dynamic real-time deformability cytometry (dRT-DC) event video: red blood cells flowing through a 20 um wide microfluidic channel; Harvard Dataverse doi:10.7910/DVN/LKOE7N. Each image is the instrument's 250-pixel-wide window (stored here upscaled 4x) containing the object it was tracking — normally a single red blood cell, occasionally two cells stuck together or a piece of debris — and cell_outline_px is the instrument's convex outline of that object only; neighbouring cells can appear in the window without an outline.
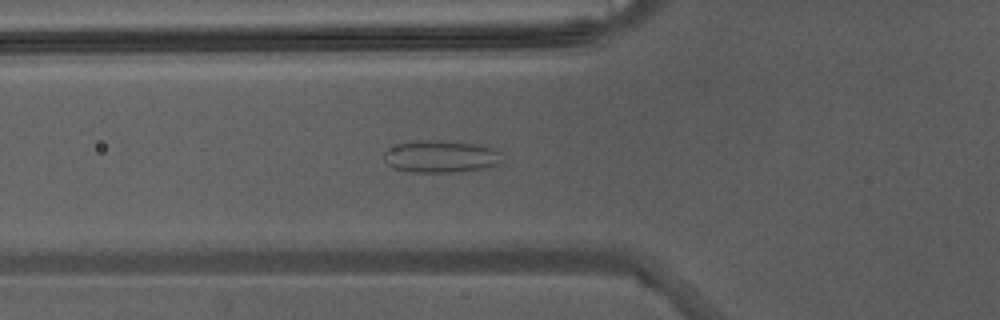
{"species": "Egyptian fruit bat (a non-hibernating species)", "species_latin": "Rousettus aegyptiacus", "temperature_condition": "warm", "stored_images_in_passage": 41, "camera_frame_rate_fps": 3000, "um_per_image_px": 0.085, "animal": {"sex": "male"}, "frame": {"image": 1, "passage_image": 17, "time_ms": 5.333, "image_size_px": [1000, 320], "cell_outline_px": [[504, 164], [460, 172], [412, 172], [392, 168], [384, 160], [384, 152], [388, 148], [400, 144], [428, 140], [432, 140], [476, 144], [492, 148], [504, 152]], "centroid_in_image_um": [37.56, 13.32], "position_along_channel_um": 88.2, "area_um2": 22.31}}
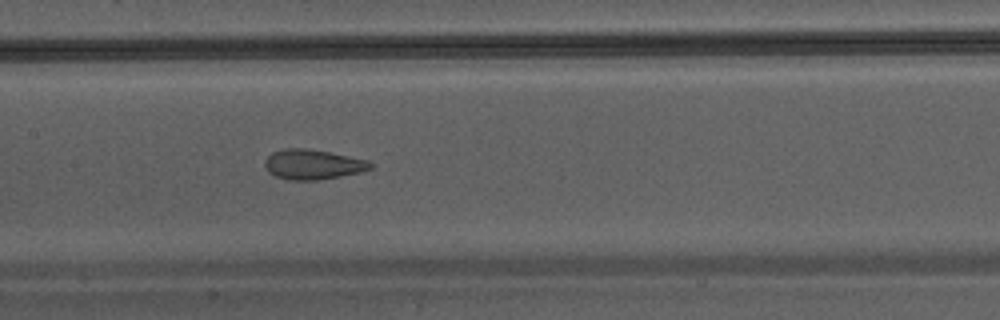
{"frame": {"image": 2, "passage_image": 23, "time_ms": 7.333, "image_size_px": [1000, 320], "cell_outline_px": [[376, 164], [372, 168], [360, 172], [340, 176], [316, 180], [292, 180], [276, 176], [268, 172], [264, 164], [264, 160], [272, 152], [284, 148], [304, 148], [328, 152], [368, 160]], "centroid_in_image_um": [26.59, 13.97], "position_along_channel_um": 180.8, "area_um2": 18.38}}
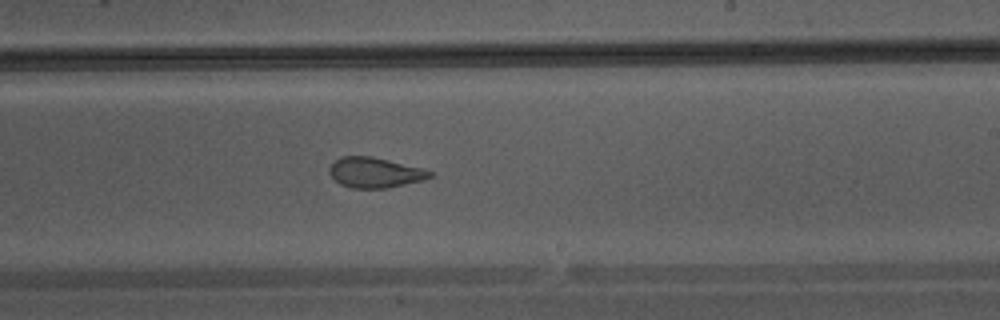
{"frame": {"image": 3, "passage_image": 28, "time_ms": 9.0, "image_size_px": [1000, 320], "cell_outline_px": [[432, 176], [424, 180], [388, 188], [352, 188], [340, 184], [328, 172], [328, 168], [336, 160], [344, 156], [372, 156], [424, 168], [432, 172]], "centroid_in_image_um": [31.89, 14.67], "position_along_channel_um": 257.1, "area_um2": 17.74}}